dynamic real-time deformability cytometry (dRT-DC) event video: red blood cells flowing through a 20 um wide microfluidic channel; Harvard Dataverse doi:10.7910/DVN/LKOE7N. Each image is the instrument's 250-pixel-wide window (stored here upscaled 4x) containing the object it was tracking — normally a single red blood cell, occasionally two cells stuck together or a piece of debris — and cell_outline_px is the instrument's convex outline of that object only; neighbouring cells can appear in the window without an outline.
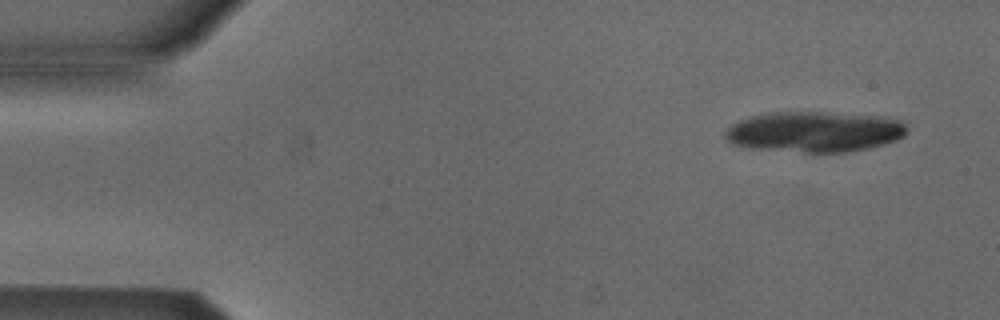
{"species": "Egyptian fruit bat (a non-hibernating species)", "species_latin": "Rousettus aegyptiacus", "temperature_condition": "cold", "stored_images_in_passage": 4, "camera_frame_rate_fps": 3000, "um_per_image_px": 0.085, "animal": {"sex": "male"}, "frame": {"image": 1, "passage_image": 1, "time_ms": 0.0, "image_size_px": [1000, 320], "cell_outline_px": [[908, 128], [904, 136], [896, 140], [884, 144], [868, 148], [844, 152], [804, 152], [748, 148], [732, 144], [724, 140], [724, 132], [732, 124], [740, 120], [752, 116], [768, 112], [820, 112], [876, 116], [904, 120]], "centroid_in_image_um": [69.21, 11.2], "position_along_channel_um": 15.8, "area_um2": 43.18}}